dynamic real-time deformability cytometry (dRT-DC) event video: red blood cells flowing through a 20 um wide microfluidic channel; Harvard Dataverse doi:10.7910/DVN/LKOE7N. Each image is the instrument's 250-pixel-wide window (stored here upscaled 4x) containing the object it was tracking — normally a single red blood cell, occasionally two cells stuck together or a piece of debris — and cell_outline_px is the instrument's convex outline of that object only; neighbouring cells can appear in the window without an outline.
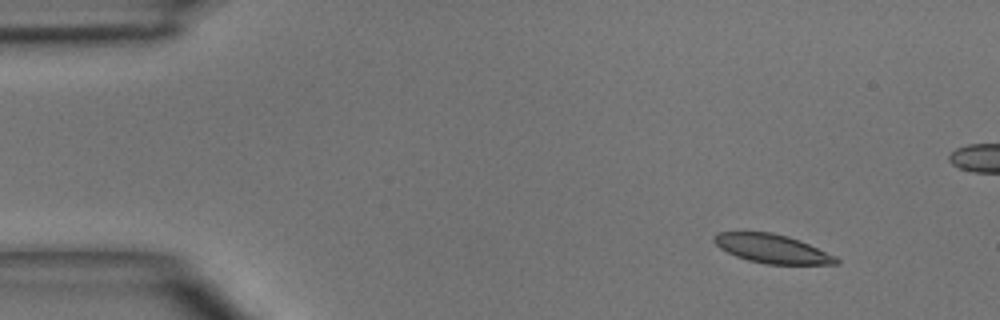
{"species": "common noctule bat (a hibernating species)", "species_latin": "Nyctalus noctula", "temperature_condition": "room temperature", "stored_images_in_passage": 4, "camera_frame_rate_fps": 3000, "um_per_image_px": 0.085, "animal": {"sex": "male", "body_mass_g": 15.6}, "frame": {"image": 1, "passage_image": 1, "time_ms": 0.0, "image_size_px": [1000, 320], "cell_outline_px": [[840, 264], [764, 264], [748, 260], [736, 256], [720, 248], [712, 240], [712, 236], [716, 232], [772, 232], [788, 236], [800, 240], [836, 256], [840, 260]], "centroid_in_image_um": [65.63, 21.13], "position_along_channel_um": 19.4, "area_um2": 20.58}}